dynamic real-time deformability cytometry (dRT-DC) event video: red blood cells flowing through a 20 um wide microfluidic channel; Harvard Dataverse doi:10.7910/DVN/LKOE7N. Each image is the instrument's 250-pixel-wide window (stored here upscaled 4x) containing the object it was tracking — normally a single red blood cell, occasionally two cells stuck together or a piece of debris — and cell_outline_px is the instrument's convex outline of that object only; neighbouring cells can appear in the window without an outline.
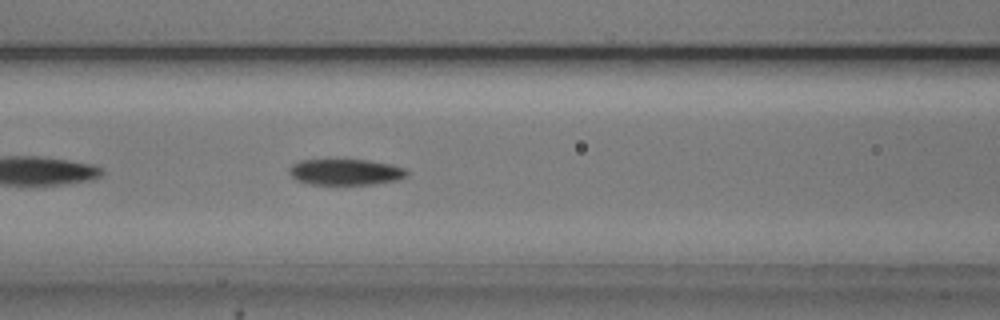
{"species": "common noctule bat (a hibernating species)", "species_latin": "Nyctalus noctula", "temperature_condition": "cold", "stored_images_in_passage": 35, "camera_frame_rate_fps": 3000, "um_per_image_px": 0.085, "animal": {"sex": "male", "body_mass_g": 20.5, "forearm_length_mm": 52.5}, "frame": {"image": 1, "passage_image": 8, "time_ms": 2.333, "image_size_px": [1000, 320], "cell_outline_px": [[408, 176], [396, 180], [372, 184], [308, 184], [296, 180], [288, 172], [292, 164], [300, 160], [368, 160], [392, 164], [404, 168], [408, 172]], "centroid_in_image_um": [29.37, 14.62], "position_along_channel_um": 137.2, "area_um2": 17.8}}
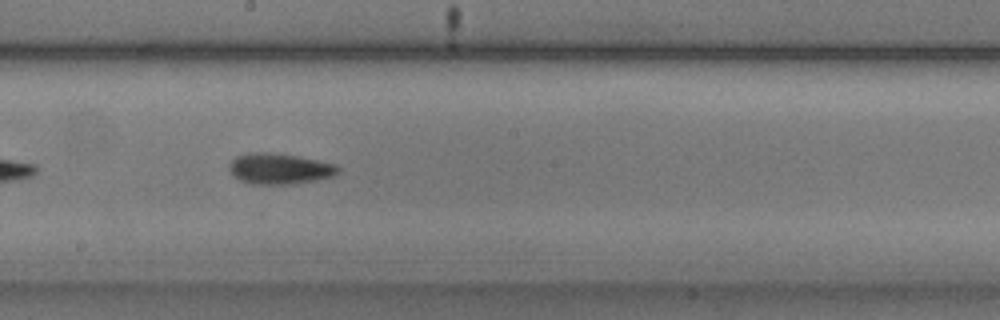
{"frame": {"image": 2, "passage_image": 15, "time_ms": 4.667, "image_size_px": [1000, 320], "cell_outline_px": [[340, 172], [332, 176], [316, 180], [292, 184], [252, 184], [240, 180], [228, 168], [228, 164], [236, 156], [248, 152], [272, 152], [296, 156], [336, 164], [340, 168]], "centroid_in_image_um": [23.75, 14.33], "position_along_channel_um": 224.4, "area_um2": 19.54}}
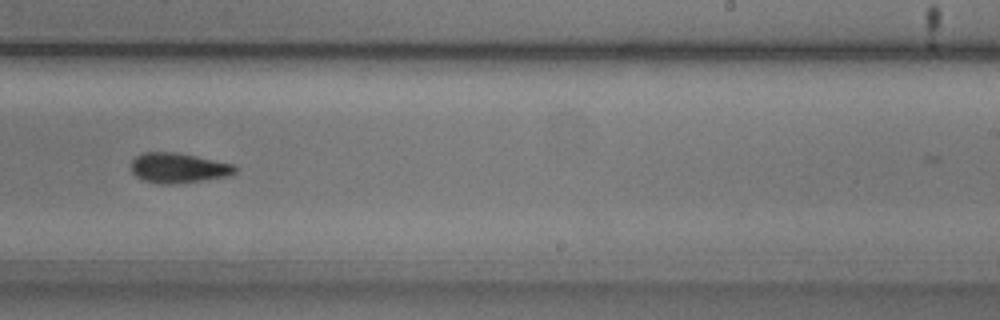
{"frame": {"image": 3, "passage_image": 19, "time_ms": 6.0, "image_size_px": [1000, 320], "cell_outline_px": [[236, 172], [224, 176], [200, 180], [172, 184], [160, 184], [144, 180], [136, 176], [132, 172], [132, 160], [136, 156], [144, 152], [172, 152], [196, 156], [232, 164], [236, 168]], "centroid_in_image_um": [15.1, 14.27], "position_along_channel_um": 273.9, "area_um2": 17.74}, "authors_computed_cell_mechanics": {"area_um2": 17.8602, "velocity_mm_per_s": 3.7372, "shape_relaxation_time_tau1_ms": 3.2475, "shape_relaxation_time_tau2_ms": null, "deformation_change_tau1": 0.1349, "deformation_change_tau2": null}}